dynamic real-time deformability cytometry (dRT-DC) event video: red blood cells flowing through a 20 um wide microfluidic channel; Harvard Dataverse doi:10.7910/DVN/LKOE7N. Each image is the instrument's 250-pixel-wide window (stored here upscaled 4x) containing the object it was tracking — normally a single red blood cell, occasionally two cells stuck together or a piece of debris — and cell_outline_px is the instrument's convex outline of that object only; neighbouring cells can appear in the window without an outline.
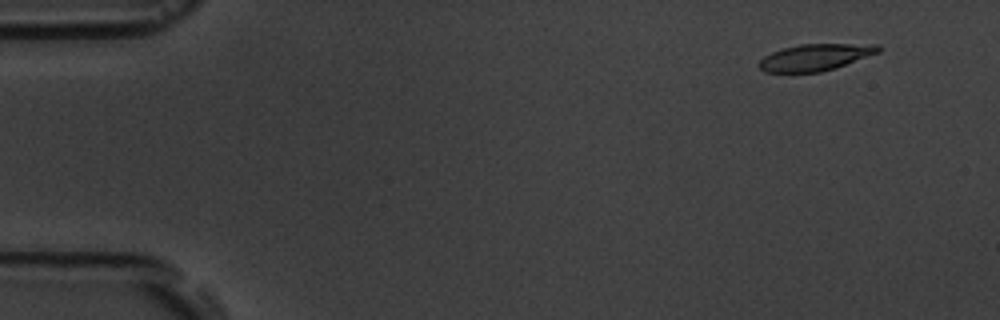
{"species": "common noctule bat (a hibernating species)", "species_latin": "Nyctalus noctula", "temperature_condition": "room temperature", "stored_images_in_passage": 5, "camera_frame_rate_fps": 3000, "um_per_image_px": 0.085, "animal": {"sex": "male", "body_mass_g": 19.5, "forearm_length_mm": 54.6}, "frame": {"image": 1, "passage_image": 2, "time_ms": 1.0, "image_size_px": [1000, 320], "cell_outline_px": [[880, 52], [836, 68], [820, 72], [764, 72], [756, 64], [764, 56], [772, 52], [784, 48], [800, 44], [876, 44], [880, 48]], "centroid_in_image_um": [69.29, 4.87], "position_along_channel_um": 15.7, "area_um2": 18.5}}
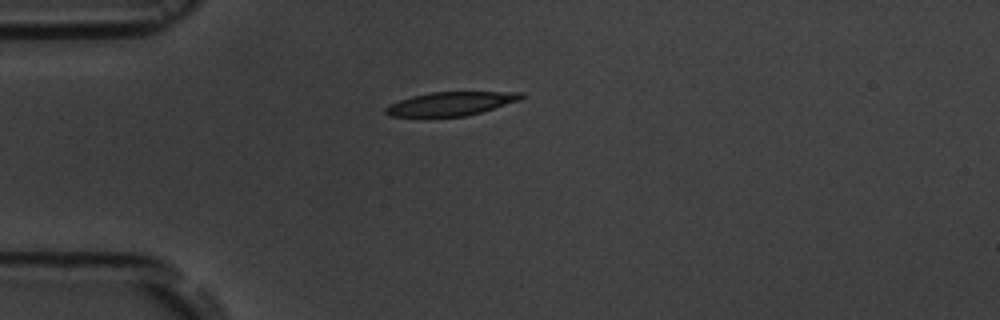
{"frame": {"image": 2, "passage_image": 4, "time_ms": 4.333, "image_size_px": [1000, 320], "cell_outline_px": [[524, 96], [520, 100], [480, 112], [464, 116], [388, 116], [384, 112], [384, 108], [400, 100], [412, 96], [428, 92], [524, 92]], "centroid_in_image_um": [38.31, 8.8], "position_along_channel_um": 46.7, "area_um2": 18.44}}